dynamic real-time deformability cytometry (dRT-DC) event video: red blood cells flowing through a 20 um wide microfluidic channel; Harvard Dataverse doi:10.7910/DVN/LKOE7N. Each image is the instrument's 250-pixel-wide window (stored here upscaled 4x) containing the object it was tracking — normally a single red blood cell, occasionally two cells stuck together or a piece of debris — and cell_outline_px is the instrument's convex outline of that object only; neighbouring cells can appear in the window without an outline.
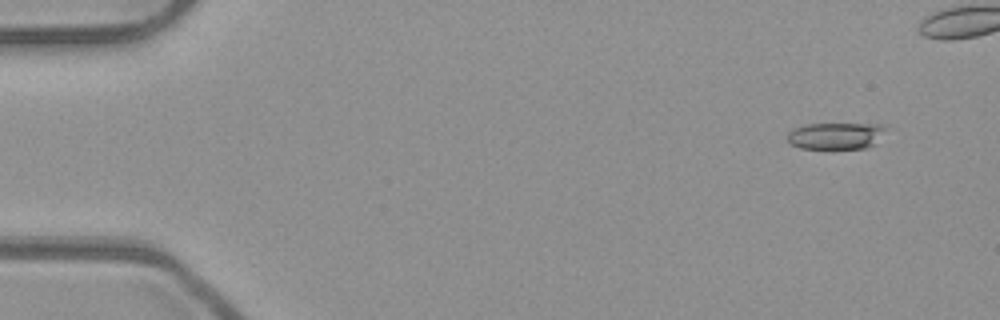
{"species": "common noctule bat (a hibernating species)", "species_latin": "Nyctalus noctula", "temperature_condition": "room temperature", "stored_images_in_passage": 9, "camera_frame_rate_fps": 3000, "um_per_image_px": 0.085, "animal": {"sex": "male", "body_mass_g": 23.1, "forearm_length_mm": 52.7}, "frame": {"image": 1, "passage_image": 1, "time_ms": 0.0, "image_size_px": [1000, 320], "cell_outline_px": [[888, 128], [876, 144], [868, 148], [800, 148], [792, 144], [784, 136], [792, 128], [808, 124], [880, 124]], "centroid_in_image_um": [71.06, 11.54], "position_along_channel_um": 13.9, "area_um2": 15.49}}